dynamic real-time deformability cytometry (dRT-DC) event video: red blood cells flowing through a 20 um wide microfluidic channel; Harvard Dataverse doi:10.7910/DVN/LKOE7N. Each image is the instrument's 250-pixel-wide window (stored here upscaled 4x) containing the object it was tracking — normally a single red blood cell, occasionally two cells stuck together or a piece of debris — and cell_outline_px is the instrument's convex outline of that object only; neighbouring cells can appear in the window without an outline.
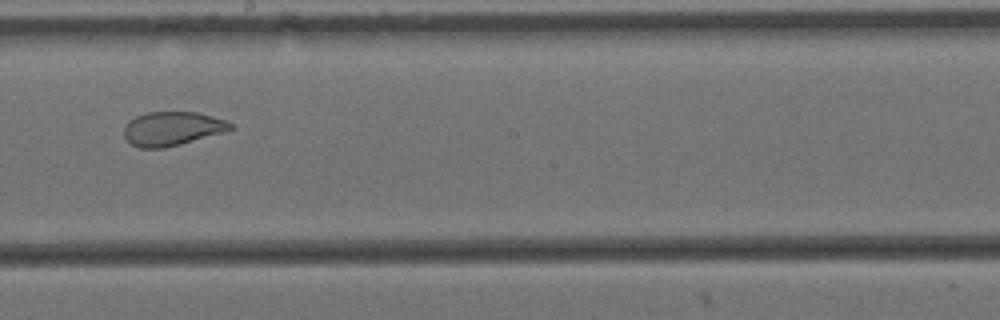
{"species": "Egyptian fruit bat (a non-hibernating species)", "species_latin": "Rousettus aegyptiacus", "temperature_condition": "cold", "stored_images_in_passage": 15, "camera_frame_rate_fps": 3000, "um_per_image_px": 0.085, "animal": {"sex": "female"}, "frame": {"image": 1, "passage_image": 9, "time_ms": 2.667, "image_size_px": [1000, 320], "cell_outline_px": [[236, 128], [228, 132], [164, 148], [140, 148], [132, 144], [124, 136], [124, 128], [136, 116], [148, 112], [196, 112], [224, 120], [232, 124]], "centroid_in_image_um": [14.69, 10.94], "position_along_channel_um": 233.5, "area_um2": 20.98}}